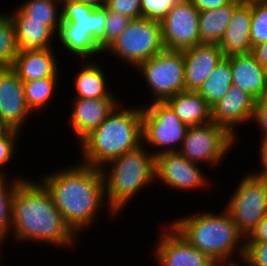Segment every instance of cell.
Here are the masks:
<instances>
[{
    "label": "cell",
    "instance_id": "obj_14",
    "mask_svg": "<svg viewBox=\"0 0 267 266\" xmlns=\"http://www.w3.org/2000/svg\"><path fill=\"white\" fill-rule=\"evenodd\" d=\"M24 86L12 67H0V119L7 128L22 132L29 115Z\"/></svg>",
    "mask_w": 267,
    "mask_h": 266
},
{
    "label": "cell",
    "instance_id": "obj_15",
    "mask_svg": "<svg viewBox=\"0 0 267 266\" xmlns=\"http://www.w3.org/2000/svg\"><path fill=\"white\" fill-rule=\"evenodd\" d=\"M255 107V99L243 89L231 85L229 91L211 106V119L217 125L225 127L237 137L238 125L250 123ZM236 127V128H235Z\"/></svg>",
    "mask_w": 267,
    "mask_h": 266
},
{
    "label": "cell",
    "instance_id": "obj_10",
    "mask_svg": "<svg viewBox=\"0 0 267 266\" xmlns=\"http://www.w3.org/2000/svg\"><path fill=\"white\" fill-rule=\"evenodd\" d=\"M236 187L224 209L246 238L267 214V183L249 172Z\"/></svg>",
    "mask_w": 267,
    "mask_h": 266
},
{
    "label": "cell",
    "instance_id": "obj_42",
    "mask_svg": "<svg viewBox=\"0 0 267 266\" xmlns=\"http://www.w3.org/2000/svg\"><path fill=\"white\" fill-rule=\"evenodd\" d=\"M251 53L260 65L267 67V42L253 46Z\"/></svg>",
    "mask_w": 267,
    "mask_h": 266
},
{
    "label": "cell",
    "instance_id": "obj_9",
    "mask_svg": "<svg viewBox=\"0 0 267 266\" xmlns=\"http://www.w3.org/2000/svg\"><path fill=\"white\" fill-rule=\"evenodd\" d=\"M237 138L225 127L211 121L188 127L179 153L193 163L218 166L233 149ZM210 164V165H209Z\"/></svg>",
    "mask_w": 267,
    "mask_h": 266
},
{
    "label": "cell",
    "instance_id": "obj_46",
    "mask_svg": "<svg viewBox=\"0 0 267 266\" xmlns=\"http://www.w3.org/2000/svg\"><path fill=\"white\" fill-rule=\"evenodd\" d=\"M229 266H243L242 264H239V265H229Z\"/></svg>",
    "mask_w": 267,
    "mask_h": 266
},
{
    "label": "cell",
    "instance_id": "obj_3",
    "mask_svg": "<svg viewBox=\"0 0 267 266\" xmlns=\"http://www.w3.org/2000/svg\"><path fill=\"white\" fill-rule=\"evenodd\" d=\"M170 223L190 245L204 252L218 266L242 263L246 238L225 209L219 214L195 212ZM233 256L236 257L232 259Z\"/></svg>",
    "mask_w": 267,
    "mask_h": 266
},
{
    "label": "cell",
    "instance_id": "obj_45",
    "mask_svg": "<svg viewBox=\"0 0 267 266\" xmlns=\"http://www.w3.org/2000/svg\"><path fill=\"white\" fill-rule=\"evenodd\" d=\"M7 129V126L0 119V135H2Z\"/></svg>",
    "mask_w": 267,
    "mask_h": 266
},
{
    "label": "cell",
    "instance_id": "obj_22",
    "mask_svg": "<svg viewBox=\"0 0 267 266\" xmlns=\"http://www.w3.org/2000/svg\"><path fill=\"white\" fill-rule=\"evenodd\" d=\"M15 26L18 51L52 48L55 33L46 21L29 20L18 7L10 13ZM54 37V38H53Z\"/></svg>",
    "mask_w": 267,
    "mask_h": 266
},
{
    "label": "cell",
    "instance_id": "obj_33",
    "mask_svg": "<svg viewBox=\"0 0 267 266\" xmlns=\"http://www.w3.org/2000/svg\"><path fill=\"white\" fill-rule=\"evenodd\" d=\"M19 136L20 131L11 128L0 135V174H6L4 169L6 170L10 161L13 160V157L15 158Z\"/></svg>",
    "mask_w": 267,
    "mask_h": 266
},
{
    "label": "cell",
    "instance_id": "obj_35",
    "mask_svg": "<svg viewBox=\"0 0 267 266\" xmlns=\"http://www.w3.org/2000/svg\"><path fill=\"white\" fill-rule=\"evenodd\" d=\"M179 1L181 0H141V18L161 22Z\"/></svg>",
    "mask_w": 267,
    "mask_h": 266
},
{
    "label": "cell",
    "instance_id": "obj_21",
    "mask_svg": "<svg viewBox=\"0 0 267 266\" xmlns=\"http://www.w3.org/2000/svg\"><path fill=\"white\" fill-rule=\"evenodd\" d=\"M252 4L240 3L233 11L224 36L219 43L224 57L252 51L250 27Z\"/></svg>",
    "mask_w": 267,
    "mask_h": 266
},
{
    "label": "cell",
    "instance_id": "obj_39",
    "mask_svg": "<svg viewBox=\"0 0 267 266\" xmlns=\"http://www.w3.org/2000/svg\"><path fill=\"white\" fill-rule=\"evenodd\" d=\"M267 241V214L262 221L246 237V242H265Z\"/></svg>",
    "mask_w": 267,
    "mask_h": 266
},
{
    "label": "cell",
    "instance_id": "obj_26",
    "mask_svg": "<svg viewBox=\"0 0 267 266\" xmlns=\"http://www.w3.org/2000/svg\"><path fill=\"white\" fill-rule=\"evenodd\" d=\"M55 38L63 46L60 47L65 48L64 50L70 52L74 58L78 56L84 60L95 56V54L103 53L94 43L92 34H86V30L73 29V26L68 22L61 21L57 27Z\"/></svg>",
    "mask_w": 267,
    "mask_h": 266
},
{
    "label": "cell",
    "instance_id": "obj_30",
    "mask_svg": "<svg viewBox=\"0 0 267 266\" xmlns=\"http://www.w3.org/2000/svg\"><path fill=\"white\" fill-rule=\"evenodd\" d=\"M25 179L23 176H15L9 181L6 174H0V248L7 241L5 239L10 238L12 198L18 184Z\"/></svg>",
    "mask_w": 267,
    "mask_h": 266
},
{
    "label": "cell",
    "instance_id": "obj_20",
    "mask_svg": "<svg viewBox=\"0 0 267 266\" xmlns=\"http://www.w3.org/2000/svg\"><path fill=\"white\" fill-rule=\"evenodd\" d=\"M54 48L19 51L12 68L22 82L59 78V61Z\"/></svg>",
    "mask_w": 267,
    "mask_h": 266
},
{
    "label": "cell",
    "instance_id": "obj_29",
    "mask_svg": "<svg viewBox=\"0 0 267 266\" xmlns=\"http://www.w3.org/2000/svg\"><path fill=\"white\" fill-rule=\"evenodd\" d=\"M58 78H43L23 82L25 101L31 112L46 110L57 91Z\"/></svg>",
    "mask_w": 267,
    "mask_h": 266
},
{
    "label": "cell",
    "instance_id": "obj_1",
    "mask_svg": "<svg viewBox=\"0 0 267 266\" xmlns=\"http://www.w3.org/2000/svg\"><path fill=\"white\" fill-rule=\"evenodd\" d=\"M56 171H49L39 181L67 225L78 235L90 229L106 205L101 169L78 162Z\"/></svg>",
    "mask_w": 267,
    "mask_h": 266
},
{
    "label": "cell",
    "instance_id": "obj_2",
    "mask_svg": "<svg viewBox=\"0 0 267 266\" xmlns=\"http://www.w3.org/2000/svg\"><path fill=\"white\" fill-rule=\"evenodd\" d=\"M38 182L28 178L16 187L12 198L10 236L19 243L40 241L70 248L78 236L55 207L50 193Z\"/></svg>",
    "mask_w": 267,
    "mask_h": 266
},
{
    "label": "cell",
    "instance_id": "obj_25",
    "mask_svg": "<svg viewBox=\"0 0 267 266\" xmlns=\"http://www.w3.org/2000/svg\"><path fill=\"white\" fill-rule=\"evenodd\" d=\"M239 4V0H234L216 9L199 11L200 44L219 45L233 11Z\"/></svg>",
    "mask_w": 267,
    "mask_h": 266
},
{
    "label": "cell",
    "instance_id": "obj_32",
    "mask_svg": "<svg viewBox=\"0 0 267 266\" xmlns=\"http://www.w3.org/2000/svg\"><path fill=\"white\" fill-rule=\"evenodd\" d=\"M250 37L252 46L267 42V2L252 4Z\"/></svg>",
    "mask_w": 267,
    "mask_h": 266
},
{
    "label": "cell",
    "instance_id": "obj_24",
    "mask_svg": "<svg viewBox=\"0 0 267 266\" xmlns=\"http://www.w3.org/2000/svg\"><path fill=\"white\" fill-rule=\"evenodd\" d=\"M166 102L177 117L188 127L212 121L211 106L197 91H182L168 98Z\"/></svg>",
    "mask_w": 267,
    "mask_h": 266
},
{
    "label": "cell",
    "instance_id": "obj_4",
    "mask_svg": "<svg viewBox=\"0 0 267 266\" xmlns=\"http://www.w3.org/2000/svg\"><path fill=\"white\" fill-rule=\"evenodd\" d=\"M121 105L119 103L96 129L79 142L81 163L101 169L142 144V105H137V108Z\"/></svg>",
    "mask_w": 267,
    "mask_h": 266
},
{
    "label": "cell",
    "instance_id": "obj_13",
    "mask_svg": "<svg viewBox=\"0 0 267 266\" xmlns=\"http://www.w3.org/2000/svg\"><path fill=\"white\" fill-rule=\"evenodd\" d=\"M167 226L152 248L158 266H218L204 252L190 245L170 224Z\"/></svg>",
    "mask_w": 267,
    "mask_h": 266
},
{
    "label": "cell",
    "instance_id": "obj_28",
    "mask_svg": "<svg viewBox=\"0 0 267 266\" xmlns=\"http://www.w3.org/2000/svg\"><path fill=\"white\" fill-rule=\"evenodd\" d=\"M60 5L61 0H25L18 8L29 20L46 21V26L56 33L62 21Z\"/></svg>",
    "mask_w": 267,
    "mask_h": 266
},
{
    "label": "cell",
    "instance_id": "obj_40",
    "mask_svg": "<svg viewBox=\"0 0 267 266\" xmlns=\"http://www.w3.org/2000/svg\"><path fill=\"white\" fill-rule=\"evenodd\" d=\"M234 0H190V2L199 10H212L228 4Z\"/></svg>",
    "mask_w": 267,
    "mask_h": 266
},
{
    "label": "cell",
    "instance_id": "obj_11",
    "mask_svg": "<svg viewBox=\"0 0 267 266\" xmlns=\"http://www.w3.org/2000/svg\"><path fill=\"white\" fill-rule=\"evenodd\" d=\"M160 23L165 49L183 51L200 44L199 10L190 0L179 1Z\"/></svg>",
    "mask_w": 267,
    "mask_h": 266
},
{
    "label": "cell",
    "instance_id": "obj_17",
    "mask_svg": "<svg viewBox=\"0 0 267 266\" xmlns=\"http://www.w3.org/2000/svg\"><path fill=\"white\" fill-rule=\"evenodd\" d=\"M62 21L68 22L73 29L86 30L93 35L94 43L105 51L106 7H97L75 0H61Z\"/></svg>",
    "mask_w": 267,
    "mask_h": 266
},
{
    "label": "cell",
    "instance_id": "obj_7",
    "mask_svg": "<svg viewBox=\"0 0 267 266\" xmlns=\"http://www.w3.org/2000/svg\"><path fill=\"white\" fill-rule=\"evenodd\" d=\"M161 23L147 18L132 19L125 30L103 52L132 68L163 51Z\"/></svg>",
    "mask_w": 267,
    "mask_h": 266
},
{
    "label": "cell",
    "instance_id": "obj_43",
    "mask_svg": "<svg viewBox=\"0 0 267 266\" xmlns=\"http://www.w3.org/2000/svg\"><path fill=\"white\" fill-rule=\"evenodd\" d=\"M78 2H83L84 4L93 5L95 8L97 7H106L108 0H75Z\"/></svg>",
    "mask_w": 267,
    "mask_h": 266
},
{
    "label": "cell",
    "instance_id": "obj_34",
    "mask_svg": "<svg viewBox=\"0 0 267 266\" xmlns=\"http://www.w3.org/2000/svg\"><path fill=\"white\" fill-rule=\"evenodd\" d=\"M131 20L132 19L126 15H122L107 9L105 25V50L125 30Z\"/></svg>",
    "mask_w": 267,
    "mask_h": 266
},
{
    "label": "cell",
    "instance_id": "obj_37",
    "mask_svg": "<svg viewBox=\"0 0 267 266\" xmlns=\"http://www.w3.org/2000/svg\"><path fill=\"white\" fill-rule=\"evenodd\" d=\"M106 8L131 19L141 18V0H108Z\"/></svg>",
    "mask_w": 267,
    "mask_h": 266
},
{
    "label": "cell",
    "instance_id": "obj_31",
    "mask_svg": "<svg viewBox=\"0 0 267 266\" xmlns=\"http://www.w3.org/2000/svg\"><path fill=\"white\" fill-rule=\"evenodd\" d=\"M18 52L11 15L0 12V67H12Z\"/></svg>",
    "mask_w": 267,
    "mask_h": 266
},
{
    "label": "cell",
    "instance_id": "obj_12",
    "mask_svg": "<svg viewBox=\"0 0 267 266\" xmlns=\"http://www.w3.org/2000/svg\"><path fill=\"white\" fill-rule=\"evenodd\" d=\"M200 166L190 162L179 152L161 153L155 156V180L172 188V191L200 190L210 185V179Z\"/></svg>",
    "mask_w": 267,
    "mask_h": 266
},
{
    "label": "cell",
    "instance_id": "obj_5",
    "mask_svg": "<svg viewBox=\"0 0 267 266\" xmlns=\"http://www.w3.org/2000/svg\"><path fill=\"white\" fill-rule=\"evenodd\" d=\"M141 144L101 168L107 209L111 217L126 208L133 197L155 182V156Z\"/></svg>",
    "mask_w": 267,
    "mask_h": 266
},
{
    "label": "cell",
    "instance_id": "obj_19",
    "mask_svg": "<svg viewBox=\"0 0 267 266\" xmlns=\"http://www.w3.org/2000/svg\"><path fill=\"white\" fill-rule=\"evenodd\" d=\"M232 83L255 100L267 95V72L254 55L249 53L230 56Z\"/></svg>",
    "mask_w": 267,
    "mask_h": 266
},
{
    "label": "cell",
    "instance_id": "obj_36",
    "mask_svg": "<svg viewBox=\"0 0 267 266\" xmlns=\"http://www.w3.org/2000/svg\"><path fill=\"white\" fill-rule=\"evenodd\" d=\"M267 266V241L246 242L242 265Z\"/></svg>",
    "mask_w": 267,
    "mask_h": 266
},
{
    "label": "cell",
    "instance_id": "obj_44",
    "mask_svg": "<svg viewBox=\"0 0 267 266\" xmlns=\"http://www.w3.org/2000/svg\"><path fill=\"white\" fill-rule=\"evenodd\" d=\"M240 3H245V4H254L258 2H267V0H239Z\"/></svg>",
    "mask_w": 267,
    "mask_h": 266
},
{
    "label": "cell",
    "instance_id": "obj_38",
    "mask_svg": "<svg viewBox=\"0 0 267 266\" xmlns=\"http://www.w3.org/2000/svg\"><path fill=\"white\" fill-rule=\"evenodd\" d=\"M258 124L260 127L261 141L260 143L267 142V95L255 100V107L251 122ZM255 121V122H254Z\"/></svg>",
    "mask_w": 267,
    "mask_h": 266
},
{
    "label": "cell",
    "instance_id": "obj_16",
    "mask_svg": "<svg viewBox=\"0 0 267 266\" xmlns=\"http://www.w3.org/2000/svg\"><path fill=\"white\" fill-rule=\"evenodd\" d=\"M71 102L73 107L67 120L78 142L96 129L120 103L118 98H73Z\"/></svg>",
    "mask_w": 267,
    "mask_h": 266
},
{
    "label": "cell",
    "instance_id": "obj_18",
    "mask_svg": "<svg viewBox=\"0 0 267 266\" xmlns=\"http://www.w3.org/2000/svg\"><path fill=\"white\" fill-rule=\"evenodd\" d=\"M185 90L197 91L224 58L218 45L198 44L183 50Z\"/></svg>",
    "mask_w": 267,
    "mask_h": 266
},
{
    "label": "cell",
    "instance_id": "obj_23",
    "mask_svg": "<svg viewBox=\"0 0 267 266\" xmlns=\"http://www.w3.org/2000/svg\"><path fill=\"white\" fill-rule=\"evenodd\" d=\"M83 62V63H82ZM85 63V64H84ZM82 67L76 73L74 79L75 83V97L85 99H116L117 97L108 88V81L105 75V70L102 69L98 62H85L81 61Z\"/></svg>",
    "mask_w": 267,
    "mask_h": 266
},
{
    "label": "cell",
    "instance_id": "obj_8",
    "mask_svg": "<svg viewBox=\"0 0 267 266\" xmlns=\"http://www.w3.org/2000/svg\"><path fill=\"white\" fill-rule=\"evenodd\" d=\"M134 70L140 72L141 78L151 91V101H166L168 98L185 90L183 51L164 49Z\"/></svg>",
    "mask_w": 267,
    "mask_h": 266
},
{
    "label": "cell",
    "instance_id": "obj_27",
    "mask_svg": "<svg viewBox=\"0 0 267 266\" xmlns=\"http://www.w3.org/2000/svg\"><path fill=\"white\" fill-rule=\"evenodd\" d=\"M232 83L230 56L224 57L214 68L208 78L202 83L197 92L213 106L225 96Z\"/></svg>",
    "mask_w": 267,
    "mask_h": 266
},
{
    "label": "cell",
    "instance_id": "obj_6",
    "mask_svg": "<svg viewBox=\"0 0 267 266\" xmlns=\"http://www.w3.org/2000/svg\"><path fill=\"white\" fill-rule=\"evenodd\" d=\"M143 106L142 144H148V150L154 156L165 152H178L188 126L177 117L166 101H155Z\"/></svg>",
    "mask_w": 267,
    "mask_h": 266
},
{
    "label": "cell",
    "instance_id": "obj_41",
    "mask_svg": "<svg viewBox=\"0 0 267 266\" xmlns=\"http://www.w3.org/2000/svg\"><path fill=\"white\" fill-rule=\"evenodd\" d=\"M259 149L260 160L258 161H260L261 163V169L259 171L256 170L251 173L254 174L256 177L263 179L267 183V142L260 143Z\"/></svg>",
    "mask_w": 267,
    "mask_h": 266
}]
</instances>
